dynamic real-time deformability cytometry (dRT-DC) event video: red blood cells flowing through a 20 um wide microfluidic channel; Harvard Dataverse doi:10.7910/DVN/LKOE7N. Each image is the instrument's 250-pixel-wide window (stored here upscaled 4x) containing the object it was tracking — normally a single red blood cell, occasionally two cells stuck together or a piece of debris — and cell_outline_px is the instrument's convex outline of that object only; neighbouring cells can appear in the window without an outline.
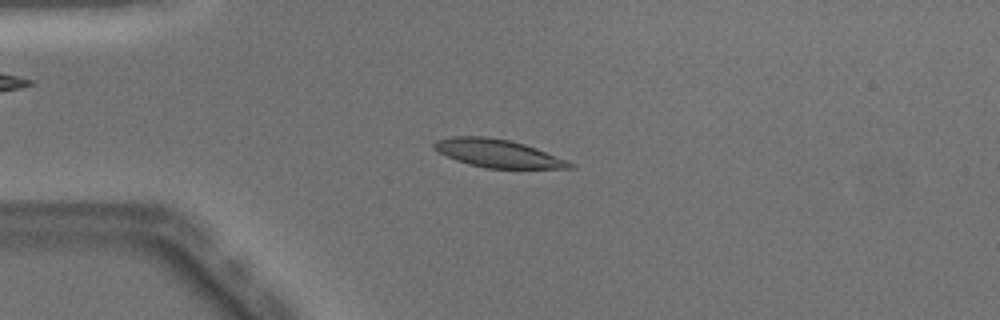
{"species": "Egyptian fruit bat (a non-hibernating species)", "species_latin": "Rousettus aegyptiacus", "temperature_condition": "warm", "stored_images_in_passage": 49, "camera_frame_rate_fps": 3000, "um_per_image_px": 0.085, "animal": {"sex": "male"}, "frame": {"image": 1, "passage_image": 12, "time_ms": 3.667, "image_size_px": [1000, 320], "cell_outline_px": [[576, 168], [484, 168], [468, 164], [456, 160], [440, 152], [432, 144], [436, 140], [452, 136], [488, 136], [508, 140], [524, 144], [536, 148], [576, 164]], "centroid_in_image_um": [42.32, 13.03], "position_along_channel_um": 42.7, "area_um2": 21.96}}
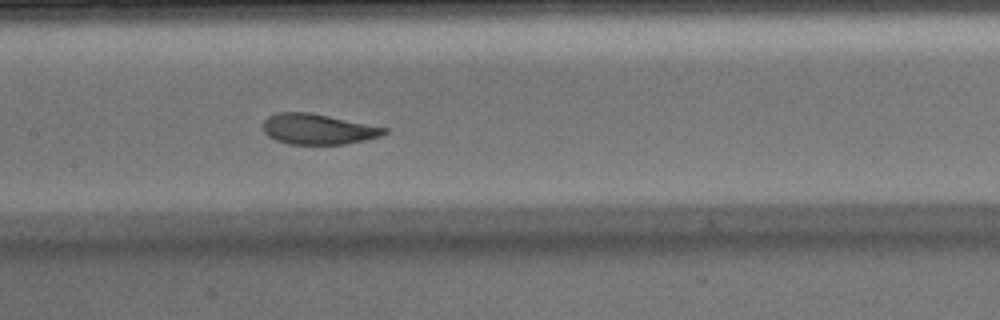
{"frame": {"image": 2, "passage_image": 24, "time_ms": 7.667, "image_size_px": [1000, 320], "cell_outline_px": [[388, 132], [380, 136], [364, 140], [344, 144], [288, 144], [276, 140], [268, 136], [264, 132], [264, 120], [268, 116], [276, 112], [308, 112], [388, 128]], "centroid_in_image_um": [27.0, 10.97], "position_along_channel_um": 180.4, "area_um2": 21.39}}
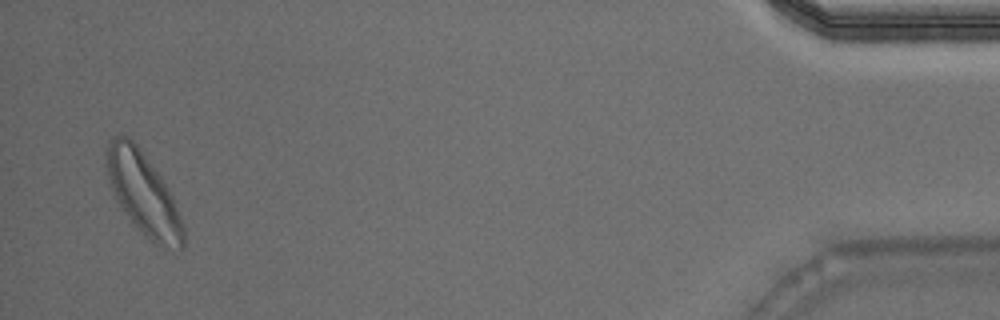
{"frame": {"image": 3, "passage_image": 48, "time_ms": 15.667, "image_size_px": [1000, 320], "cell_outline_px": [[184, 248], [164, 252], [132, 224], [120, 204], [112, 188], [104, 164], [108, 144], [112, 136], [120, 132], [132, 140], [140, 148], [160, 176], [172, 196], [180, 216], [184, 228]], "centroid_in_image_um": [12.19, 16.49], "position_along_channel_um": 423.0, "area_um2": 36.99}, "authors_computed_cell_mechanics": {"area_um2": 22.4264, "velocity_mm_per_s": 4.0336, "shape_relaxation_time_tau1_ms": 1.8356, "shape_relaxation_time_tau2_ms": 1.7173, "deformation_change_tau1": 0.1562, "deformation_change_tau2": 0.0772}}